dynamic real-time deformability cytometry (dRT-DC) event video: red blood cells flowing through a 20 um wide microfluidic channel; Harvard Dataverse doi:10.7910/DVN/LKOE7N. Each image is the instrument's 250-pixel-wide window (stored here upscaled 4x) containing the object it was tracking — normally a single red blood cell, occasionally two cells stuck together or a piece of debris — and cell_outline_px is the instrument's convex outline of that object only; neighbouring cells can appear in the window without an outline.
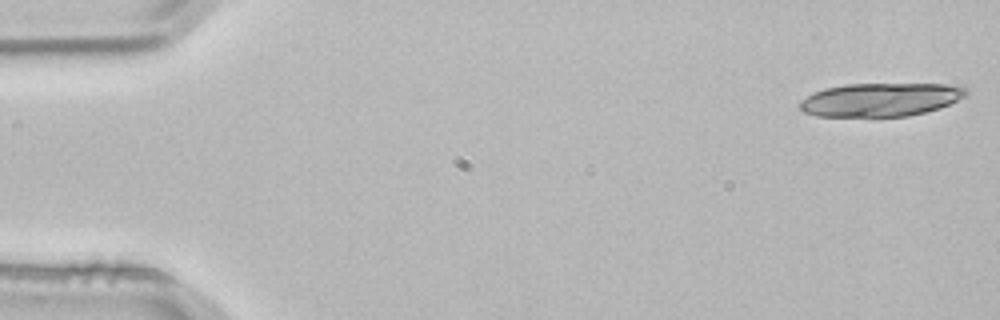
{"species": "common noctule bat (a hibernating species)", "species_latin": "Nyctalus noctula", "temperature_condition": "room temperature", "stored_images_in_passage": 5, "camera_frame_rate_fps": 3000, "um_per_image_px": 0.085, "animal": {"sex": "male", "body_mass_g": 21.5, "forearm_length_mm": 52.0}, "frame": {"image": 1, "passage_image": 1, "time_ms": 0.0, "image_size_px": [1000, 320], "cell_outline_px": [[968, 92], [964, 96], [940, 108], [908, 116], [816, 116], [804, 112], [800, 108], [800, 100], [824, 88], [844, 84], [944, 84], [968, 88]], "centroid_in_image_um": [74.83, 8.46], "position_along_channel_um": 10.2, "area_um2": 32.14}}